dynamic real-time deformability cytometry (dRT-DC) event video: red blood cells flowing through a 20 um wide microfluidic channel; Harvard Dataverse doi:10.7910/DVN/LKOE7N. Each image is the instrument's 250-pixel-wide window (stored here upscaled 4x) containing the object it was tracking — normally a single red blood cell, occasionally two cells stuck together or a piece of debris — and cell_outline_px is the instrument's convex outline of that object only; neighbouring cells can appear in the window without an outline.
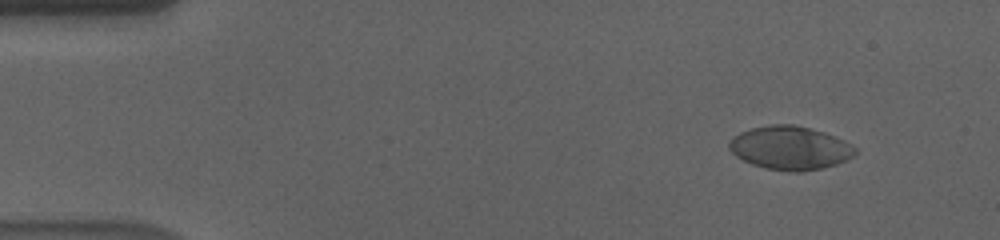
{"species": "human", "species_latin": "Homo sapiens", "temperature_condition": "cold", "stored_images_in_passage": 57, "camera_frame_rate_fps": 3000, "um_per_image_px": 0.085, "donor": {"sex": "male"}, "frame": {"image": 1, "passage_image": 6, "time_ms": 1.667, "image_size_px": [1000, 240], "cell_outline_px": [[856, 152], [852, 156], [836, 164], [824, 168], [804, 172], [788, 172], [768, 168], [752, 164], [736, 156], [728, 148], [728, 140], [740, 132], [752, 128], [772, 124], [792, 124], [824, 132], [844, 140], [856, 148]], "centroid_in_image_um": [67.14, 12.58], "position_along_channel_um": 17.9, "area_um2": 31.91}}
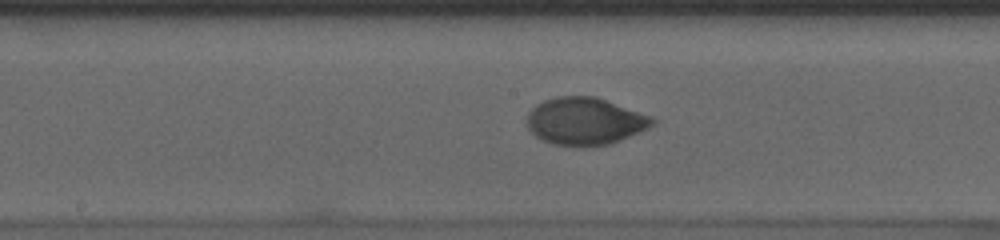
{"frame": {"image": 2, "passage_image": 30, "time_ms": 9.667, "image_size_px": [1000, 240], "cell_outline_px": [[656, 120], [648, 128], [620, 140], [608, 144], [552, 144], [536, 136], [528, 128], [528, 112], [536, 104], [544, 100], [556, 96], [596, 96], [652, 116]], "centroid_in_image_um": [49.72, 10.26], "position_along_channel_um": 198.5, "area_um2": 33.99}}
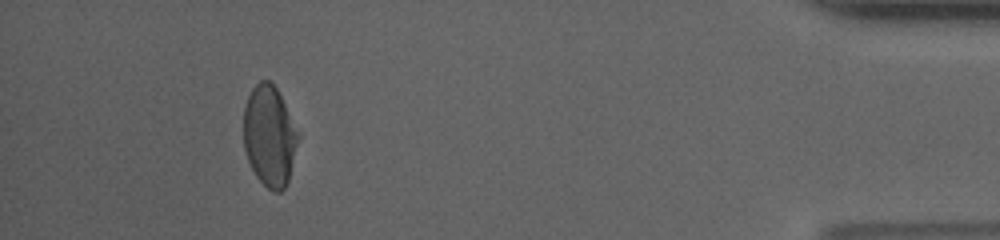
{"frame": {"image": 3, "passage_image": 53, "time_ms": 17.333, "image_size_px": [1000, 240], "cell_outline_px": [[300, 136], [288, 180], [284, 188], [280, 192], [272, 192], [256, 176], [248, 160], [244, 148], [244, 108], [248, 96], [252, 88], [260, 80], [268, 80], [276, 88]], "centroid_in_image_um": [22.9, 11.57], "position_along_channel_um": 412.3, "area_um2": 31.67}, "authors_computed_cell_mechanics": {"area_um2": 33.6396, "velocity_mm_per_s": 3.5701, "shape_relaxation_time_tau1_ms": 3.8085, "shape_relaxation_time_tau2_ms": 0.7703, "deformation_change_tau1": 0.1593, "deformation_change_tau2": 0.0285}}